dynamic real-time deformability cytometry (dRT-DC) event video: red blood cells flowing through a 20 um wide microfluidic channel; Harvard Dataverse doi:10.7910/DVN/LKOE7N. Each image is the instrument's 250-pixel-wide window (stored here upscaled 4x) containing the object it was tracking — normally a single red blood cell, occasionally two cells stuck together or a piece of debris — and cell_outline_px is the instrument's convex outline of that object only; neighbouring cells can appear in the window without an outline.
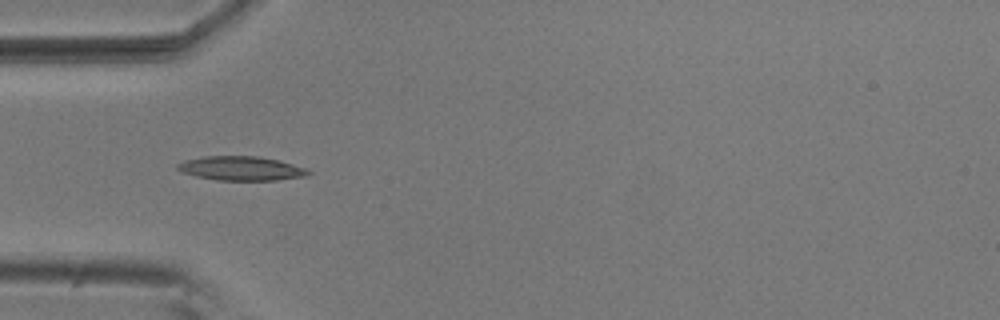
{"species": "common noctule bat (a hibernating species)", "species_latin": "Nyctalus noctula", "temperature_condition": "room temperature", "stored_images_in_passage": 10, "camera_frame_rate_fps": 3000, "um_per_image_px": 0.085, "animal": {"sex": "male", "body_mass_g": 20.5, "forearm_length_mm": 52.5}, "frame": {"image": 1, "passage_image": 5, "time_ms": 1.333, "image_size_px": [1000, 320], "cell_outline_px": [[312, 172], [308, 176], [276, 180], [216, 180], [196, 176], [180, 172], [176, 168], [176, 164], [184, 160], [204, 156], [256, 156], [280, 160], [304, 168]], "centroid_in_image_um": [20.47, 14.31], "position_along_channel_um": 64.5, "area_um2": 18.5}}
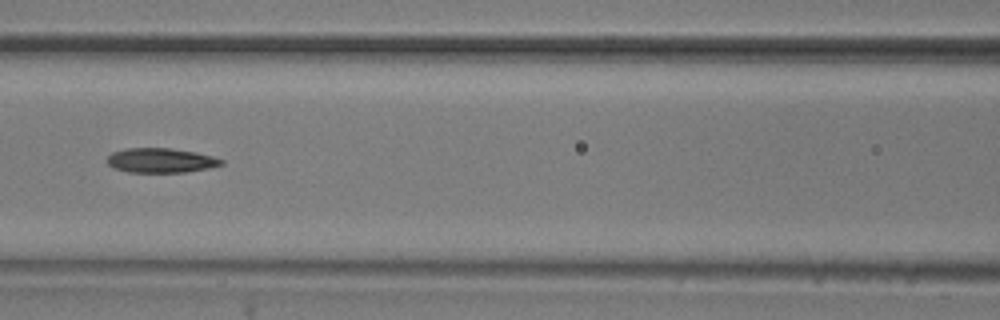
{"frame": {"image": 2, "passage_image": 7, "time_ms": 2.0, "image_size_px": [1000, 320], "cell_outline_px": [[224, 164], [208, 168], [184, 172], [128, 172], [112, 168], [108, 164], [108, 156], [112, 152], [124, 148], [172, 148], [196, 152], [212, 156], [224, 160]], "centroid_in_image_um": [13.66, 13.63], "position_along_channel_um": 152.9, "area_um2": 16.42}}
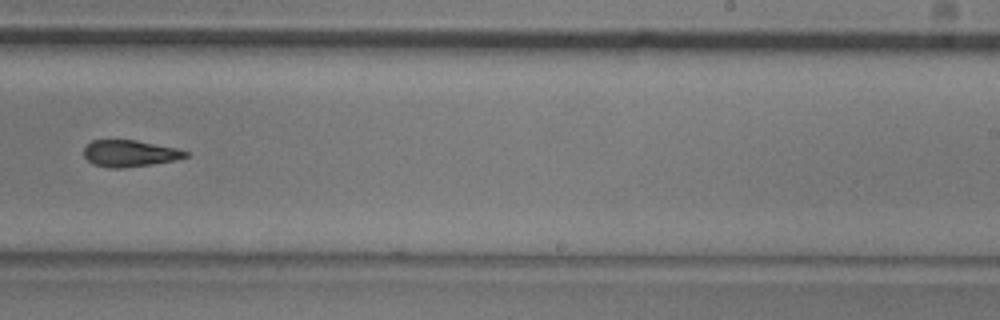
{"frame": {"image": 3, "passage_image": 10, "time_ms": 3.0, "image_size_px": [1000, 320], "cell_outline_px": [[188, 156], [176, 160], [152, 164], [124, 168], [108, 168], [92, 164], [84, 156], [84, 148], [92, 140], [136, 140], [176, 148], [188, 152]], "centroid_in_image_um": [11.01, 13.05], "position_along_channel_um": 278.0, "area_um2": 15.78}}